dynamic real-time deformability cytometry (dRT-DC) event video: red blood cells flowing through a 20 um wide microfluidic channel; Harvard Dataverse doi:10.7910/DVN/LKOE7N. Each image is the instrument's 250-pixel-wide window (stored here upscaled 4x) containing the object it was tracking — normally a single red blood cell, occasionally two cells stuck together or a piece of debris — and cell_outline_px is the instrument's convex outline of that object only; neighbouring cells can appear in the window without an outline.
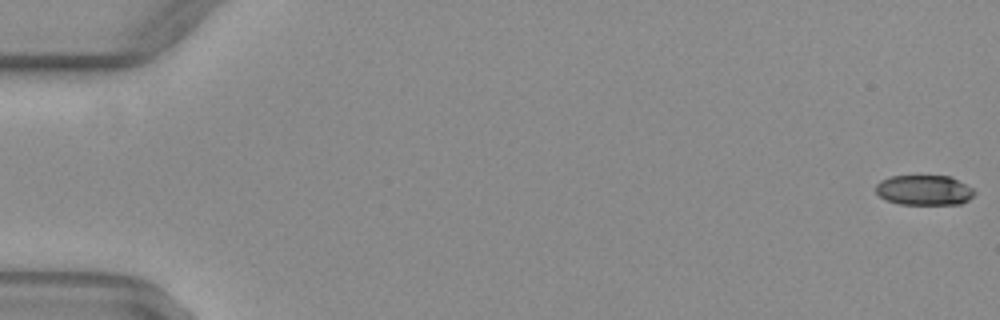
{"species": "common noctule bat (a hibernating species)", "species_latin": "Nyctalus noctula", "temperature_condition": "warm", "stored_images_in_passage": 53, "camera_frame_rate_fps": 3000, "um_per_image_px": 0.085, "animal": {"sex": "female", "body_mass_g": 29.2, "forearm_length_mm": 56.3}, "frame": {"image": 1, "passage_image": 1, "time_ms": 0.0, "image_size_px": [1000, 320], "cell_outline_px": [[976, 192], [968, 200], [960, 204], [900, 204], [884, 200], [876, 192], [876, 184], [880, 180], [892, 176], [952, 176], [972, 188]], "centroid_in_image_um": [78.54, 16.16], "position_along_channel_um": 6.5, "area_um2": 17.34}}
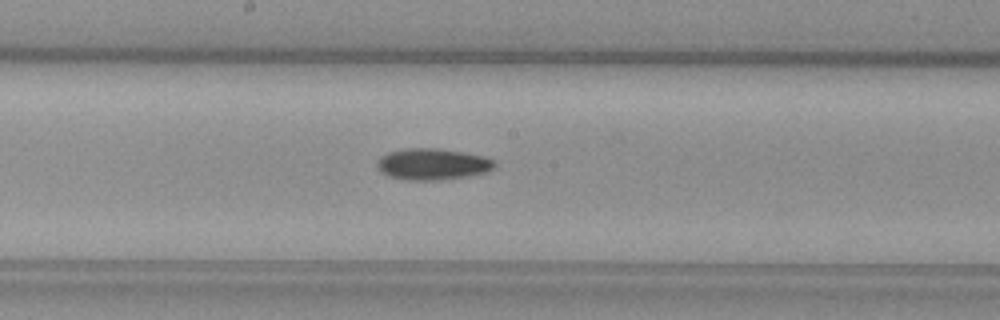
{"frame": {"image": 2, "passage_image": 29, "time_ms": 9.333, "image_size_px": [1000, 320], "cell_outline_px": [[496, 164], [492, 168], [484, 172], [468, 176], [436, 180], [404, 180], [388, 176], [380, 172], [376, 164], [388, 152], [404, 148], [436, 148], [484, 156], [496, 160]], "centroid_in_image_um": [36.75, 13.95], "position_along_channel_um": 211.4, "area_um2": 21.33}}
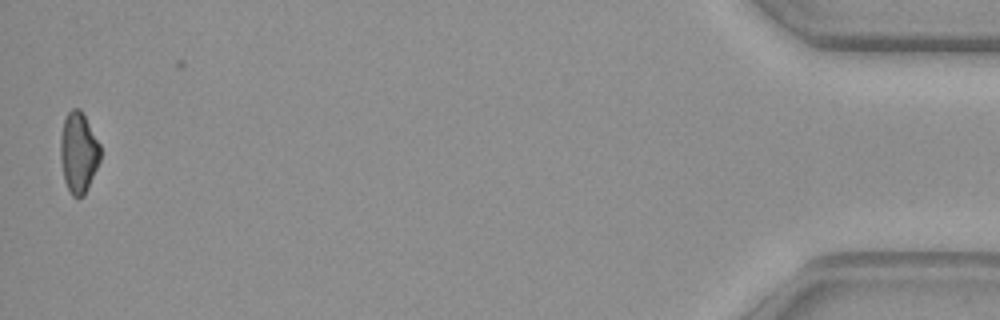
{"frame": {"image": 3, "passage_image": 52, "time_ms": 17.0, "image_size_px": [1000, 320], "cell_outline_px": [[100, 160], [88, 188], [84, 196], [72, 196], [64, 180], [60, 160], [60, 136], [64, 120], [68, 112], [72, 108], [80, 108], [100, 144]], "centroid_in_image_um": [6.66, 12.96], "position_along_channel_um": 428.5, "area_um2": 18.73}}